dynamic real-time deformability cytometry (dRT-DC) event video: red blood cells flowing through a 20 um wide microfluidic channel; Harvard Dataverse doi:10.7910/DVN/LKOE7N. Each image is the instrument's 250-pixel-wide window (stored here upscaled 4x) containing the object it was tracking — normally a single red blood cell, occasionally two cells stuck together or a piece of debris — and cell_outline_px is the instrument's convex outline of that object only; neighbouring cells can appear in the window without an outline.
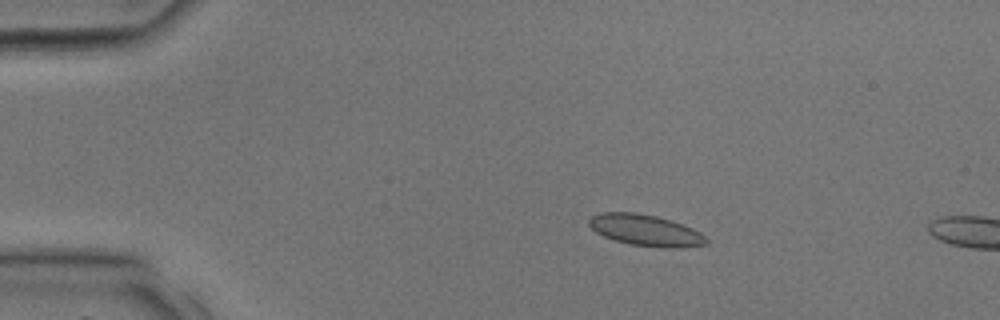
{"species": "common noctule bat (a hibernating species)", "species_latin": "Nyctalus noctula", "temperature_condition": "room temperature", "stored_images_in_passage": 4, "camera_frame_rate_fps": 3000, "um_per_image_px": 0.085, "animal": {"sex": "male", "body_mass_g": 17.9, "forearm_length_mm": 54.2}, "frame": {"image": 1, "passage_image": 2, "time_ms": 0.333, "image_size_px": [1000, 320], "cell_outline_px": [[708, 244], [680, 248], [660, 248], [632, 244], [616, 240], [604, 236], [596, 232], [588, 224], [588, 220], [592, 216], [600, 212], [636, 212], [656, 216], [692, 228], [700, 232], [708, 240]], "centroid_in_image_um": [54.87, 19.57], "position_along_channel_um": 30.1, "area_um2": 21.27}}